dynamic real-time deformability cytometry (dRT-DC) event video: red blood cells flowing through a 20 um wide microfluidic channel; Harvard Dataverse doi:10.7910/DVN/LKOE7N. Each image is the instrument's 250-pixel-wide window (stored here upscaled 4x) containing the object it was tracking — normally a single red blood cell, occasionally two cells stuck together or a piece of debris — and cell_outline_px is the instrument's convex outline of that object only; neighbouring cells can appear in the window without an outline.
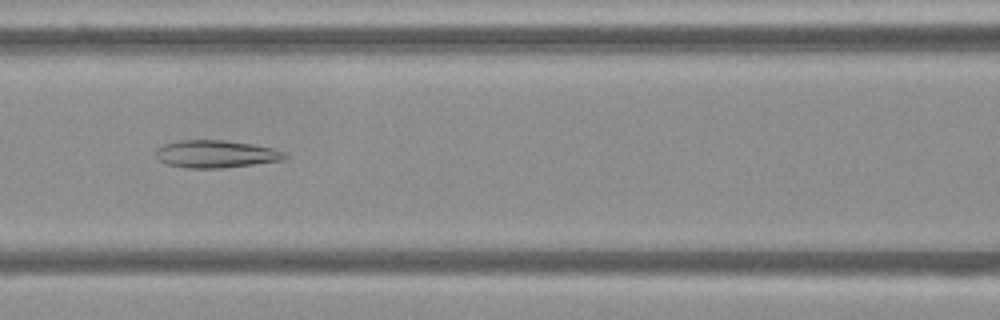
{"species": "Egyptian fruit bat (a non-hibernating species)", "species_latin": "Rousettus aegyptiacus", "temperature_condition": "cold", "stored_images_in_passage": 55, "camera_frame_rate_fps": 3000, "um_per_image_px": 0.085, "frame": {"image": 1, "passage_image": 24, "time_ms": 7.667, "image_size_px": [1000, 320], "cell_outline_px": [[288, 156], [284, 160], [220, 168], [188, 168], [164, 164], [156, 156], [156, 148], [164, 144], [180, 140], [224, 140], [252, 144], [272, 148], [284, 152]], "centroid_in_image_um": [18.32, 13.09], "position_along_channel_um": 148.3, "area_um2": 20.63}}
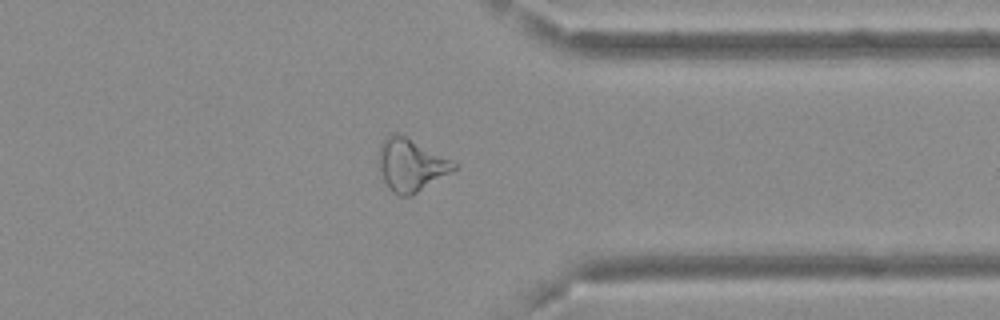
{"frame": {"image": 2, "passage_image": 43, "time_ms": 14.0, "image_size_px": [1000, 320], "cell_outline_px": [[456, 168], [412, 196], [400, 196], [392, 192], [384, 180], [380, 168], [380, 144], [384, 136], [392, 132], [396, 132], [404, 136], [456, 164]], "centroid_in_image_um": [34.87, 14.03], "position_along_channel_um": 376.5, "area_um2": 22.14}}
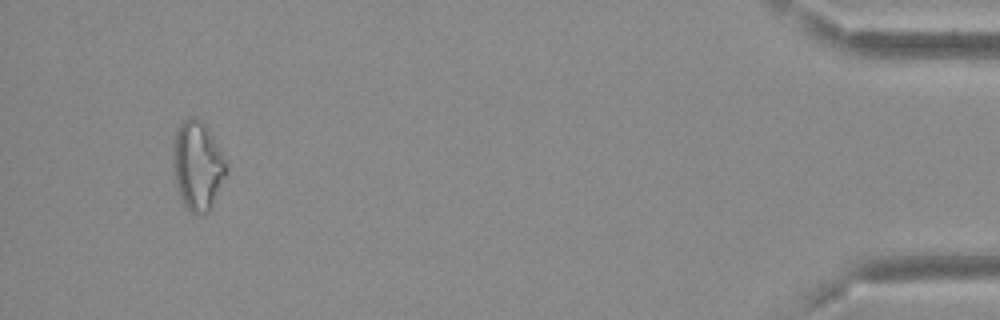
{"frame": {"image": 3, "passage_image": 52, "time_ms": 17.0, "image_size_px": [1000, 320], "cell_outline_px": [[228, 172], [212, 208], [208, 212], [192, 212], [184, 204], [176, 188], [172, 168], [172, 144], [176, 128], [184, 120], [192, 116], [196, 116], [208, 128], [228, 168]], "centroid_in_image_um": [16.76, 14.07], "position_along_channel_um": 418.4, "area_um2": 27.8}, "authors_computed_cell_mechanics": {"area_um2": 24.9118, "velocity_mm_per_s": 3.692, "shape_relaxation_time_tau1_ms": null, "shape_relaxation_time_tau2_ms": 4.2525, "deformation_change_tau1": null, "deformation_change_tau2": 0.1493}}